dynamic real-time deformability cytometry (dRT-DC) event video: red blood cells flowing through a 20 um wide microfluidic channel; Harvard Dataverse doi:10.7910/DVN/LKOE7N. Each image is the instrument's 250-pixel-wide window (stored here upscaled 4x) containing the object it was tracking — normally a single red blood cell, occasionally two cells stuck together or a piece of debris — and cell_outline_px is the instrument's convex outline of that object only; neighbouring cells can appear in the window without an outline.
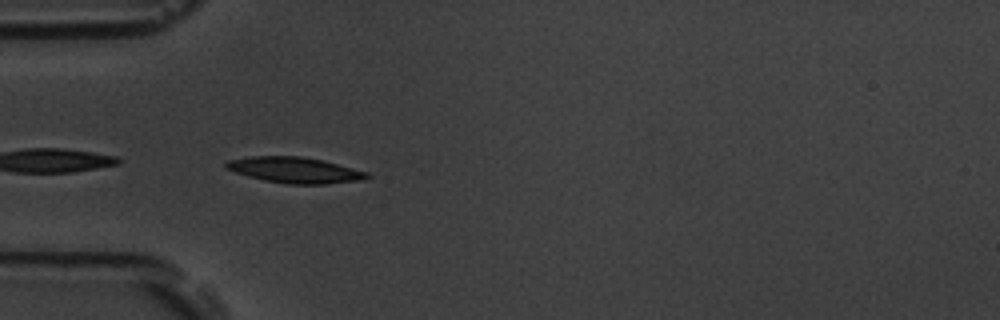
{"species": "common noctule bat (a hibernating species)", "species_latin": "Nyctalus noctula", "temperature_condition": "room temperature", "stored_images_in_passage": 41, "camera_frame_rate_fps": 3000, "um_per_image_px": 0.085, "animal": {"sex": "male", "body_mass_g": 19.5, "forearm_length_mm": 54.6}, "frame": {"image": 1, "passage_image": 2, "time_ms": 0.333, "image_size_px": [1000, 320], "cell_outline_px": [[372, 176], [364, 180], [324, 184], [288, 184], [264, 180], [248, 176], [236, 172], [228, 168], [224, 164], [228, 160], [252, 156], [300, 156], [324, 160], [368, 172]], "centroid_in_image_um": [25.12, 14.45], "position_along_channel_um": 59.9, "area_um2": 21.21}}
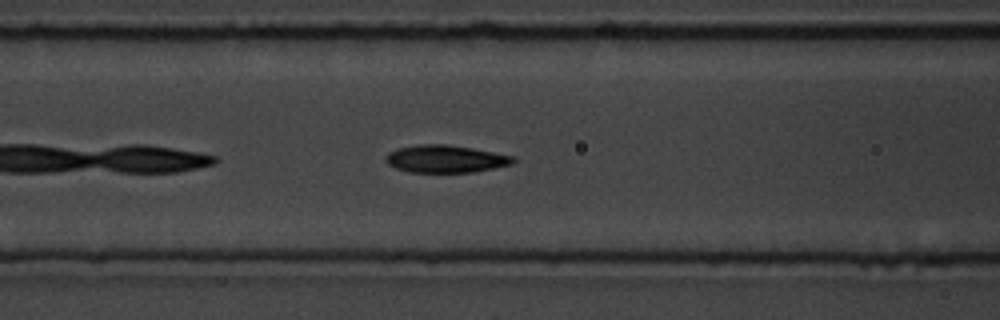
{"frame": {"image": 2, "passage_image": 8, "time_ms": 2.333, "image_size_px": [1000, 320], "cell_outline_px": [[516, 160], [512, 164], [496, 168], [472, 172], [408, 172], [396, 168], [388, 164], [384, 160], [384, 156], [388, 152], [396, 148], [420, 144], [448, 144], [472, 148], [516, 156]], "centroid_in_image_um": [37.87, 13.5], "position_along_channel_um": 128.7, "area_um2": 20.69}}
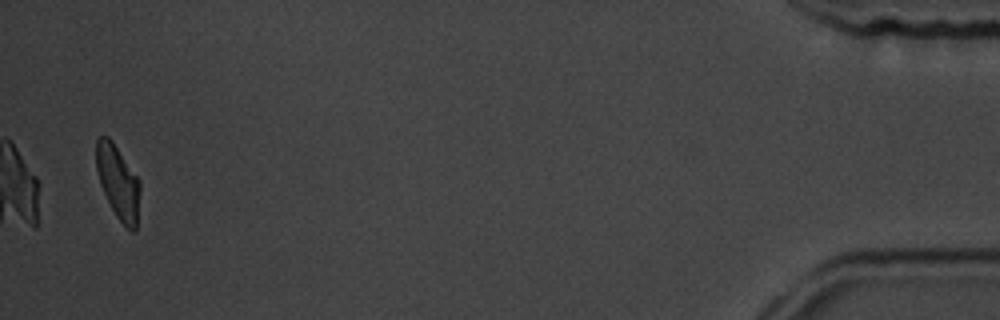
{"frame": {"image": 3, "passage_image": 40, "time_ms": 13.0, "image_size_px": [1000, 320], "cell_outline_px": [[140, 188], [136, 232], [132, 232], [116, 216], [100, 184], [96, 168], [96, 140], [100, 136], [108, 136], [112, 140], [140, 180]], "centroid_in_image_um": [10.04, 15.46], "position_along_channel_um": 425.2, "area_um2": 18.67}, "authors_computed_cell_mechanics": {"area_um2": 20.1722, "velocity_mm_per_s": 3.6031, "shape_relaxation_time_tau1_ms": 3.0885, "shape_relaxation_time_tau2_ms": 1.5537, "deformation_change_tau1": 0.1597, "deformation_change_tau2": 0.0743}}